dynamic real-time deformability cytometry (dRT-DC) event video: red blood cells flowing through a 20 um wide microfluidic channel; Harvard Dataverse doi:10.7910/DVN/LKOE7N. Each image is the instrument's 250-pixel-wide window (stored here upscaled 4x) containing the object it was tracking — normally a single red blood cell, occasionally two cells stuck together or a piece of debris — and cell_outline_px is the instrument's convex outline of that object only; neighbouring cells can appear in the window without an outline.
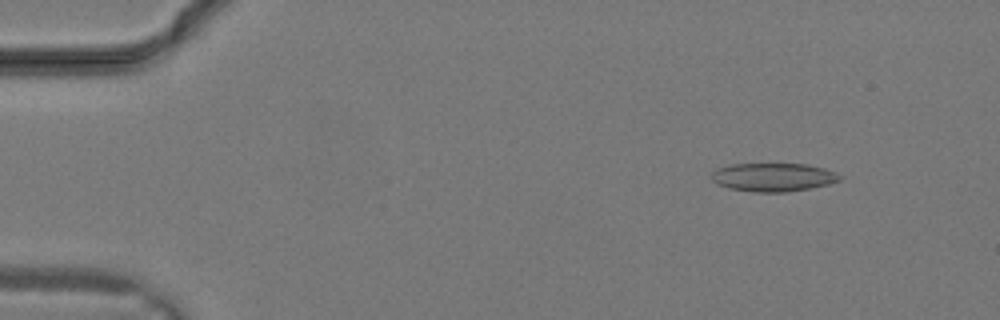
{"species": "common noctule bat (a hibernating species)", "species_latin": "Nyctalus noctula", "temperature_condition": "warm", "stored_images_in_passage": 8, "camera_frame_rate_fps": 3000, "um_per_image_px": 0.085, "animal": {"sex": "male", "body_mass_g": 19.2, "forearm_length_mm": 51.8}, "frame": {"image": 1, "passage_image": 1, "time_ms": 0.0, "image_size_px": [1000, 320], "cell_outline_px": [[840, 180], [828, 184], [788, 192], [752, 192], [728, 188], [716, 184], [708, 176], [716, 168], [732, 164], [808, 164], [824, 168], [836, 172], [840, 176]], "centroid_in_image_um": [65.66, 15.06], "position_along_channel_um": 19.3, "area_um2": 21.39}}